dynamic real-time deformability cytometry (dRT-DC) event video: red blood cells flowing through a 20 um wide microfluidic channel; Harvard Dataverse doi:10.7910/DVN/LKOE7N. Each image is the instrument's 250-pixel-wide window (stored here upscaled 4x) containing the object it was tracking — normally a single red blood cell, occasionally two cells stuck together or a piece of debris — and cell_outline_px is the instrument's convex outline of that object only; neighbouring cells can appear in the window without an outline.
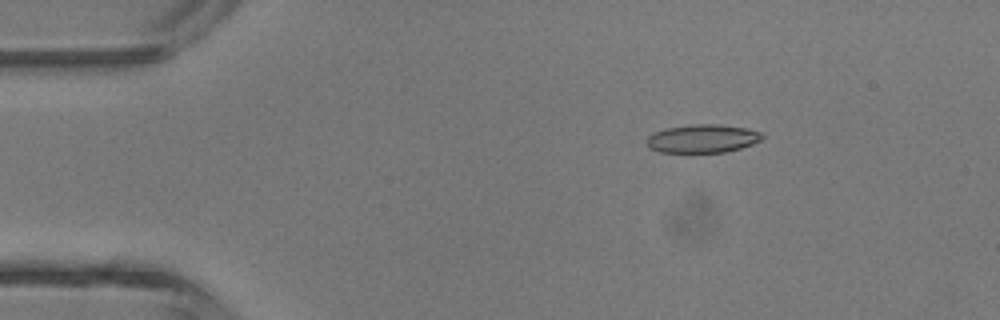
{"species": "common noctule bat (a hibernating species)", "species_latin": "Nyctalus noctula", "temperature_condition": "room temperature", "stored_images_in_passage": 2, "camera_frame_rate_fps": 3000, "um_per_image_px": 0.085, "animal": {"sex": "male", "body_mass_g": 13.3}, "frame": {"image": 1, "passage_image": 1, "time_ms": 0.0, "image_size_px": [1000, 320], "cell_outline_px": [[764, 136], [760, 140], [752, 144], [740, 148], [724, 152], [660, 152], [648, 148], [644, 140], [648, 136], [664, 128], [692, 124], [720, 124], [748, 128], [760, 132]], "centroid_in_image_um": [59.68, 11.77], "position_along_channel_um": 25.3, "area_um2": 19.19}}